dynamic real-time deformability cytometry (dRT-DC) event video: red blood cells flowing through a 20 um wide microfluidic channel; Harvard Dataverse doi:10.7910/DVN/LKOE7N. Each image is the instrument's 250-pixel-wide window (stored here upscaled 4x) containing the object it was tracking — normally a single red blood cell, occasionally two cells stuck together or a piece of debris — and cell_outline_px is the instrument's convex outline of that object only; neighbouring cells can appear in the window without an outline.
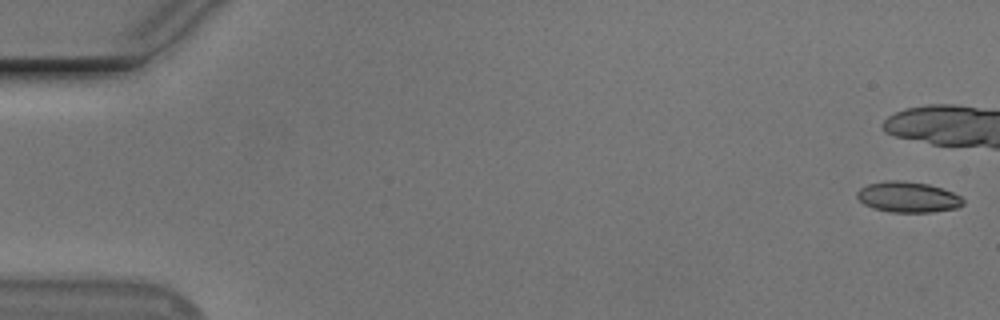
{"species": "Egyptian fruit bat (a non-hibernating species)", "species_latin": "Rousettus aegyptiacus", "temperature_condition": "cold", "stored_images_in_passage": 13, "camera_frame_rate_fps": 3000, "um_per_image_px": 0.085, "animal": {"sex": "male"}, "frame": {"image": 1, "passage_image": 1, "time_ms": 0.0, "image_size_px": [1000, 320], "cell_outline_px": [[964, 204], [956, 208], [932, 212], [892, 212], [872, 208], [864, 204], [856, 196], [856, 192], [860, 188], [868, 184], [884, 180], [900, 180], [928, 184], [952, 192], [960, 196], [964, 200]], "centroid_in_image_um": [77.15, 16.75], "position_along_channel_um": 7.9, "area_um2": 18.96}}